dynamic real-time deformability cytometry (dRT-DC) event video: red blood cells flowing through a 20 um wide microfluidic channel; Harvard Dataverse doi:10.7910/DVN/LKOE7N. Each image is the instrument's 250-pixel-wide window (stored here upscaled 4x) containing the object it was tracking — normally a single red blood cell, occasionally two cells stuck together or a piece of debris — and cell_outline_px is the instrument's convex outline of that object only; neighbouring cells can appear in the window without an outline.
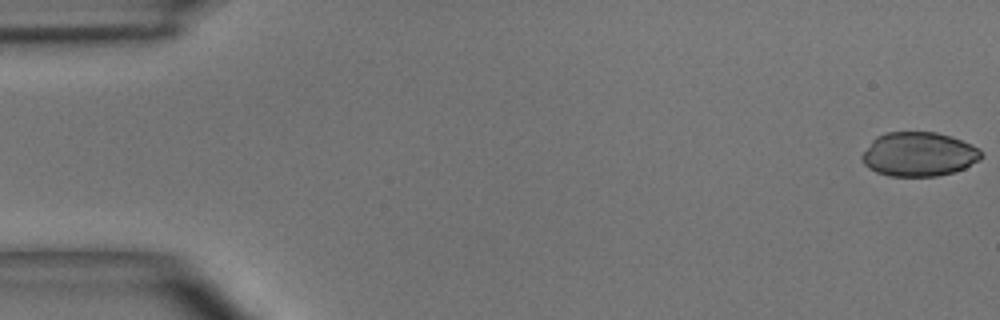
{"species": "common noctule bat (a hibernating species)", "species_latin": "Nyctalus noctula", "temperature_condition": "room temperature", "stored_images_in_passage": 50, "camera_frame_rate_fps": 3000, "um_per_image_px": 0.085, "animal": {"sex": "male", "body_mass_g": 15.6}, "frame": {"image": 1, "passage_image": 1, "time_ms": 0.0, "image_size_px": [1000, 320], "cell_outline_px": [[984, 156], [980, 160], [964, 168], [952, 172], [936, 176], [888, 176], [876, 172], [868, 168], [864, 164], [860, 156], [872, 140], [876, 136], [888, 132], [936, 132], [952, 136], [972, 144], [980, 148]], "centroid_in_image_um": [78.11, 13.1], "position_along_channel_um": 6.9, "area_um2": 30.98}}
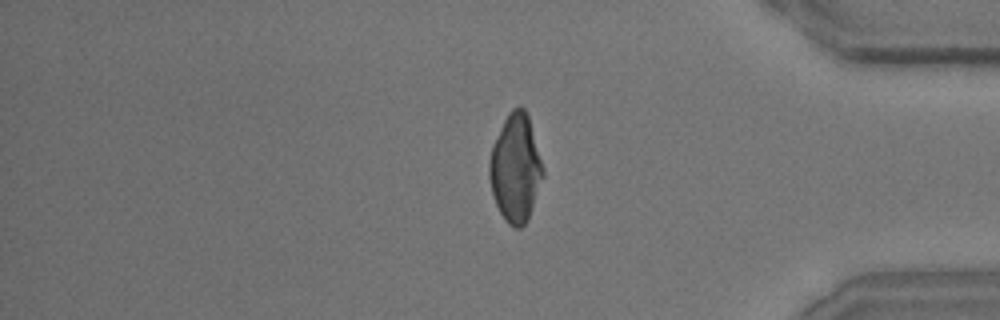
{"frame": {"image": 2, "passage_image": 42, "time_ms": 13.667, "image_size_px": [1000, 320], "cell_outline_px": [[544, 176], [528, 220], [520, 228], [512, 228], [504, 220], [492, 196], [488, 176], [488, 164], [492, 144], [508, 112], [512, 108], [524, 108], [528, 116], [544, 172]], "centroid_in_image_um": [43.79, 14.34], "position_along_channel_um": 391.4, "area_um2": 33.7}}
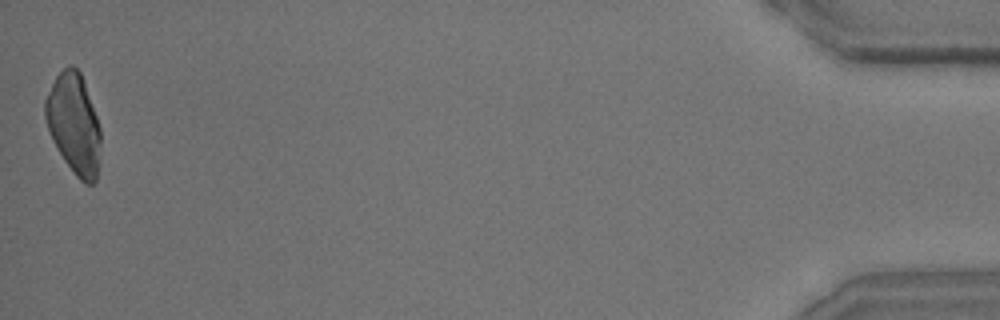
{"frame": {"image": 3, "passage_image": 50, "time_ms": 16.333, "image_size_px": [1000, 320], "cell_outline_px": [[100, 140], [96, 180], [92, 184], [84, 184], [76, 176], [64, 160], [56, 148], [52, 140], [44, 116], [44, 100], [56, 76], [68, 64], [72, 64], [80, 72], [96, 116], [100, 128]], "centroid_in_image_um": [6.25, 10.52], "position_along_channel_um": 428.9, "area_um2": 32.08}}